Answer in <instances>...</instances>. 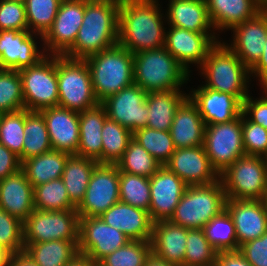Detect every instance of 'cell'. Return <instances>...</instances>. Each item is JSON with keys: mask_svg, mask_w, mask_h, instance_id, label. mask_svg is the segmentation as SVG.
<instances>
[{"mask_svg": "<svg viewBox=\"0 0 267 266\" xmlns=\"http://www.w3.org/2000/svg\"><path fill=\"white\" fill-rule=\"evenodd\" d=\"M51 240L79 241V215L76 210L42 211L34 209L24 221V243Z\"/></svg>", "mask_w": 267, "mask_h": 266, "instance_id": "8fae6325", "label": "cell"}, {"mask_svg": "<svg viewBox=\"0 0 267 266\" xmlns=\"http://www.w3.org/2000/svg\"><path fill=\"white\" fill-rule=\"evenodd\" d=\"M150 253V241L130 240L97 264L98 266H144Z\"/></svg>", "mask_w": 267, "mask_h": 266, "instance_id": "bcb514c9", "label": "cell"}, {"mask_svg": "<svg viewBox=\"0 0 267 266\" xmlns=\"http://www.w3.org/2000/svg\"><path fill=\"white\" fill-rule=\"evenodd\" d=\"M133 74L134 83L147 93L180 89L190 76L165 47L134 53Z\"/></svg>", "mask_w": 267, "mask_h": 266, "instance_id": "277c9868", "label": "cell"}, {"mask_svg": "<svg viewBox=\"0 0 267 266\" xmlns=\"http://www.w3.org/2000/svg\"><path fill=\"white\" fill-rule=\"evenodd\" d=\"M187 98L188 94L179 89L148 92L146 95L149 108L147 127L170 131L177 109Z\"/></svg>", "mask_w": 267, "mask_h": 266, "instance_id": "4dcf8cb0", "label": "cell"}, {"mask_svg": "<svg viewBox=\"0 0 267 266\" xmlns=\"http://www.w3.org/2000/svg\"><path fill=\"white\" fill-rule=\"evenodd\" d=\"M119 171L151 178L162 166L133 138L122 158L116 163Z\"/></svg>", "mask_w": 267, "mask_h": 266, "instance_id": "74e56055", "label": "cell"}, {"mask_svg": "<svg viewBox=\"0 0 267 266\" xmlns=\"http://www.w3.org/2000/svg\"><path fill=\"white\" fill-rule=\"evenodd\" d=\"M34 188L22 169L0 179V208L24 222L34 211Z\"/></svg>", "mask_w": 267, "mask_h": 266, "instance_id": "cb8c5ba5", "label": "cell"}, {"mask_svg": "<svg viewBox=\"0 0 267 266\" xmlns=\"http://www.w3.org/2000/svg\"><path fill=\"white\" fill-rule=\"evenodd\" d=\"M215 266H252V265L237 250V251L218 252Z\"/></svg>", "mask_w": 267, "mask_h": 266, "instance_id": "db71d44e", "label": "cell"}, {"mask_svg": "<svg viewBox=\"0 0 267 266\" xmlns=\"http://www.w3.org/2000/svg\"><path fill=\"white\" fill-rule=\"evenodd\" d=\"M263 53L258 62L250 69V75L258 77L260 85L263 88L267 87V35L264 43ZM254 74V75H253Z\"/></svg>", "mask_w": 267, "mask_h": 266, "instance_id": "11a10c76", "label": "cell"}, {"mask_svg": "<svg viewBox=\"0 0 267 266\" xmlns=\"http://www.w3.org/2000/svg\"><path fill=\"white\" fill-rule=\"evenodd\" d=\"M8 266H38L29 256L24 252L17 253L10 256Z\"/></svg>", "mask_w": 267, "mask_h": 266, "instance_id": "9f6ffc18", "label": "cell"}, {"mask_svg": "<svg viewBox=\"0 0 267 266\" xmlns=\"http://www.w3.org/2000/svg\"><path fill=\"white\" fill-rule=\"evenodd\" d=\"M34 207L42 211L76 210L62 178L34 187Z\"/></svg>", "mask_w": 267, "mask_h": 266, "instance_id": "f35d334b", "label": "cell"}, {"mask_svg": "<svg viewBox=\"0 0 267 266\" xmlns=\"http://www.w3.org/2000/svg\"><path fill=\"white\" fill-rule=\"evenodd\" d=\"M120 201L149 212L150 178L119 171Z\"/></svg>", "mask_w": 267, "mask_h": 266, "instance_id": "ab89813d", "label": "cell"}, {"mask_svg": "<svg viewBox=\"0 0 267 266\" xmlns=\"http://www.w3.org/2000/svg\"><path fill=\"white\" fill-rule=\"evenodd\" d=\"M58 106L83 112L99 105L91 81V73L84 59L57 55Z\"/></svg>", "mask_w": 267, "mask_h": 266, "instance_id": "52a82bcc", "label": "cell"}, {"mask_svg": "<svg viewBox=\"0 0 267 266\" xmlns=\"http://www.w3.org/2000/svg\"><path fill=\"white\" fill-rule=\"evenodd\" d=\"M21 169V161L12 151L0 143V179Z\"/></svg>", "mask_w": 267, "mask_h": 266, "instance_id": "f5cc1de1", "label": "cell"}, {"mask_svg": "<svg viewBox=\"0 0 267 266\" xmlns=\"http://www.w3.org/2000/svg\"><path fill=\"white\" fill-rule=\"evenodd\" d=\"M19 73L25 109L40 111L58 106L57 55L47 54L36 65L23 68Z\"/></svg>", "mask_w": 267, "mask_h": 266, "instance_id": "9c48e42d", "label": "cell"}, {"mask_svg": "<svg viewBox=\"0 0 267 266\" xmlns=\"http://www.w3.org/2000/svg\"><path fill=\"white\" fill-rule=\"evenodd\" d=\"M130 241L120 230L106 224L101 217H79V254L94 263Z\"/></svg>", "mask_w": 267, "mask_h": 266, "instance_id": "4fadbf2b", "label": "cell"}, {"mask_svg": "<svg viewBox=\"0 0 267 266\" xmlns=\"http://www.w3.org/2000/svg\"><path fill=\"white\" fill-rule=\"evenodd\" d=\"M66 266H98V264L94 263L89 257L82 254H78Z\"/></svg>", "mask_w": 267, "mask_h": 266, "instance_id": "6f0895ef", "label": "cell"}, {"mask_svg": "<svg viewBox=\"0 0 267 266\" xmlns=\"http://www.w3.org/2000/svg\"><path fill=\"white\" fill-rule=\"evenodd\" d=\"M242 138L246 155L267 158V129L242 114Z\"/></svg>", "mask_w": 267, "mask_h": 266, "instance_id": "c3c4849f", "label": "cell"}, {"mask_svg": "<svg viewBox=\"0 0 267 266\" xmlns=\"http://www.w3.org/2000/svg\"><path fill=\"white\" fill-rule=\"evenodd\" d=\"M206 239L218 251H237L239 245L232 217L223 210L203 227Z\"/></svg>", "mask_w": 267, "mask_h": 266, "instance_id": "8d00e7d4", "label": "cell"}, {"mask_svg": "<svg viewBox=\"0 0 267 266\" xmlns=\"http://www.w3.org/2000/svg\"><path fill=\"white\" fill-rule=\"evenodd\" d=\"M226 199L263 200L267 188V160L260 156L238 158L220 174Z\"/></svg>", "mask_w": 267, "mask_h": 266, "instance_id": "ba28073f", "label": "cell"}, {"mask_svg": "<svg viewBox=\"0 0 267 266\" xmlns=\"http://www.w3.org/2000/svg\"><path fill=\"white\" fill-rule=\"evenodd\" d=\"M233 42L227 46L250 70L260 59L267 35V9H262L253 18L234 26Z\"/></svg>", "mask_w": 267, "mask_h": 266, "instance_id": "ffe728a7", "label": "cell"}, {"mask_svg": "<svg viewBox=\"0 0 267 266\" xmlns=\"http://www.w3.org/2000/svg\"><path fill=\"white\" fill-rule=\"evenodd\" d=\"M62 0H25L28 30L44 36L52 27Z\"/></svg>", "mask_w": 267, "mask_h": 266, "instance_id": "b9f144b4", "label": "cell"}, {"mask_svg": "<svg viewBox=\"0 0 267 266\" xmlns=\"http://www.w3.org/2000/svg\"><path fill=\"white\" fill-rule=\"evenodd\" d=\"M188 185L165 166L150 178L149 215L153 223L170 220Z\"/></svg>", "mask_w": 267, "mask_h": 266, "instance_id": "ac0fdd59", "label": "cell"}, {"mask_svg": "<svg viewBox=\"0 0 267 266\" xmlns=\"http://www.w3.org/2000/svg\"><path fill=\"white\" fill-rule=\"evenodd\" d=\"M225 209L233 219L239 246L267 231V209L263 200L226 199Z\"/></svg>", "mask_w": 267, "mask_h": 266, "instance_id": "7402d4cb", "label": "cell"}, {"mask_svg": "<svg viewBox=\"0 0 267 266\" xmlns=\"http://www.w3.org/2000/svg\"><path fill=\"white\" fill-rule=\"evenodd\" d=\"M187 229L170 220L153 223L151 252L175 266H184Z\"/></svg>", "mask_w": 267, "mask_h": 266, "instance_id": "484cf974", "label": "cell"}, {"mask_svg": "<svg viewBox=\"0 0 267 266\" xmlns=\"http://www.w3.org/2000/svg\"><path fill=\"white\" fill-rule=\"evenodd\" d=\"M120 201L119 169L116 164H98L85 196L76 208L79 217H99Z\"/></svg>", "mask_w": 267, "mask_h": 266, "instance_id": "7c38bea8", "label": "cell"}, {"mask_svg": "<svg viewBox=\"0 0 267 266\" xmlns=\"http://www.w3.org/2000/svg\"><path fill=\"white\" fill-rule=\"evenodd\" d=\"M0 30H28L24 3L0 0Z\"/></svg>", "mask_w": 267, "mask_h": 266, "instance_id": "681fc988", "label": "cell"}, {"mask_svg": "<svg viewBox=\"0 0 267 266\" xmlns=\"http://www.w3.org/2000/svg\"><path fill=\"white\" fill-rule=\"evenodd\" d=\"M146 95V91L133 83L107 97L100 104L105 108L108 118L133 133L147 127L149 108Z\"/></svg>", "mask_w": 267, "mask_h": 266, "instance_id": "5bb4252c", "label": "cell"}, {"mask_svg": "<svg viewBox=\"0 0 267 266\" xmlns=\"http://www.w3.org/2000/svg\"><path fill=\"white\" fill-rule=\"evenodd\" d=\"M0 247L11 255L24 252V222L0 208Z\"/></svg>", "mask_w": 267, "mask_h": 266, "instance_id": "7dc6e473", "label": "cell"}, {"mask_svg": "<svg viewBox=\"0 0 267 266\" xmlns=\"http://www.w3.org/2000/svg\"><path fill=\"white\" fill-rule=\"evenodd\" d=\"M132 138L144 147L162 166L176 150L170 131H161L148 127L133 132Z\"/></svg>", "mask_w": 267, "mask_h": 266, "instance_id": "60d3db41", "label": "cell"}, {"mask_svg": "<svg viewBox=\"0 0 267 266\" xmlns=\"http://www.w3.org/2000/svg\"><path fill=\"white\" fill-rule=\"evenodd\" d=\"M158 0H121L118 44L130 53L165 46V32Z\"/></svg>", "mask_w": 267, "mask_h": 266, "instance_id": "6da1fadb", "label": "cell"}, {"mask_svg": "<svg viewBox=\"0 0 267 266\" xmlns=\"http://www.w3.org/2000/svg\"><path fill=\"white\" fill-rule=\"evenodd\" d=\"M23 109L24 96L19 71L0 69V113Z\"/></svg>", "mask_w": 267, "mask_h": 266, "instance_id": "f6af8a7d", "label": "cell"}, {"mask_svg": "<svg viewBox=\"0 0 267 266\" xmlns=\"http://www.w3.org/2000/svg\"><path fill=\"white\" fill-rule=\"evenodd\" d=\"M184 266H215L218 251L208 242L203 229H187Z\"/></svg>", "mask_w": 267, "mask_h": 266, "instance_id": "7bdbcfd3", "label": "cell"}, {"mask_svg": "<svg viewBox=\"0 0 267 266\" xmlns=\"http://www.w3.org/2000/svg\"><path fill=\"white\" fill-rule=\"evenodd\" d=\"M99 163L93 159L70 155L65 163L62 179L70 202L77 208L82 202L94 168Z\"/></svg>", "mask_w": 267, "mask_h": 266, "instance_id": "836d02e7", "label": "cell"}, {"mask_svg": "<svg viewBox=\"0 0 267 266\" xmlns=\"http://www.w3.org/2000/svg\"><path fill=\"white\" fill-rule=\"evenodd\" d=\"M79 241L51 240L29 243L24 253L38 266H66L78 254Z\"/></svg>", "mask_w": 267, "mask_h": 266, "instance_id": "d6a6232c", "label": "cell"}, {"mask_svg": "<svg viewBox=\"0 0 267 266\" xmlns=\"http://www.w3.org/2000/svg\"><path fill=\"white\" fill-rule=\"evenodd\" d=\"M40 112L45 119L53 150L76 155L80 141L79 113L60 106Z\"/></svg>", "mask_w": 267, "mask_h": 266, "instance_id": "603a6c76", "label": "cell"}, {"mask_svg": "<svg viewBox=\"0 0 267 266\" xmlns=\"http://www.w3.org/2000/svg\"><path fill=\"white\" fill-rule=\"evenodd\" d=\"M8 1H17V2L25 3V0H8Z\"/></svg>", "mask_w": 267, "mask_h": 266, "instance_id": "be15d7a7", "label": "cell"}, {"mask_svg": "<svg viewBox=\"0 0 267 266\" xmlns=\"http://www.w3.org/2000/svg\"><path fill=\"white\" fill-rule=\"evenodd\" d=\"M238 251L252 266H267V231L261 237L240 245Z\"/></svg>", "mask_w": 267, "mask_h": 266, "instance_id": "f907efd6", "label": "cell"}, {"mask_svg": "<svg viewBox=\"0 0 267 266\" xmlns=\"http://www.w3.org/2000/svg\"><path fill=\"white\" fill-rule=\"evenodd\" d=\"M84 13L85 0L61 1L52 27L43 36L46 54L63 55L74 44Z\"/></svg>", "mask_w": 267, "mask_h": 266, "instance_id": "9a60e30c", "label": "cell"}, {"mask_svg": "<svg viewBox=\"0 0 267 266\" xmlns=\"http://www.w3.org/2000/svg\"><path fill=\"white\" fill-rule=\"evenodd\" d=\"M206 84L202 87L236 96L241 102L248 96L250 70L227 43L216 42L199 67Z\"/></svg>", "mask_w": 267, "mask_h": 266, "instance_id": "3957f363", "label": "cell"}, {"mask_svg": "<svg viewBox=\"0 0 267 266\" xmlns=\"http://www.w3.org/2000/svg\"><path fill=\"white\" fill-rule=\"evenodd\" d=\"M23 161L53 150L45 119L40 111L25 109Z\"/></svg>", "mask_w": 267, "mask_h": 266, "instance_id": "e575fe53", "label": "cell"}, {"mask_svg": "<svg viewBox=\"0 0 267 266\" xmlns=\"http://www.w3.org/2000/svg\"><path fill=\"white\" fill-rule=\"evenodd\" d=\"M208 15L215 30H231L259 13L258 0H205Z\"/></svg>", "mask_w": 267, "mask_h": 266, "instance_id": "83f0119b", "label": "cell"}, {"mask_svg": "<svg viewBox=\"0 0 267 266\" xmlns=\"http://www.w3.org/2000/svg\"><path fill=\"white\" fill-rule=\"evenodd\" d=\"M37 35L43 41L42 35L29 30H0V68L19 71L43 59L47 54L38 49Z\"/></svg>", "mask_w": 267, "mask_h": 266, "instance_id": "e0dca14e", "label": "cell"}, {"mask_svg": "<svg viewBox=\"0 0 267 266\" xmlns=\"http://www.w3.org/2000/svg\"><path fill=\"white\" fill-rule=\"evenodd\" d=\"M188 186L216 182L220 175L212 167L204 146L178 148L164 165Z\"/></svg>", "mask_w": 267, "mask_h": 266, "instance_id": "d6986e66", "label": "cell"}, {"mask_svg": "<svg viewBox=\"0 0 267 266\" xmlns=\"http://www.w3.org/2000/svg\"><path fill=\"white\" fill-rule=\"evenodd\" d=\"M11 254L0 247V266H8V261L10 259Z\"/></svg>", "mask_w": 267, "mask_h": 266, "instance_id": "91938a15", "label": "cell"}, {"mask_svg": "<svg viewBox=\"0 0 267 266\" xmlns=\"http://www.w3.org/2000/svg\"><path fill=\"white\" fill-rule=\"evenodd\" d=\"M102 135V164H116L127 149L133 133L119 123L106 118Z\"/></svg>", "mask_w": 267, "mask_h": 266, "instance_id": "d590c367", "label": "cell"}, {"mask_svg": "<svg viewBox=\"0 0 267 266\" xmlns=\"http://www.w3.org/2000/svg\"><path fill=\"white\" fill-rule=\"evenodd\" d=\"M144 266H175L173 264L168 263L162 258L156 256L152 252L147 256Z\"/></svg>", "mask_w": 267, "mask_h": 266, "instance_id": "680465c9", "label": "cell"}, {"mask_svg": "<svg viewBox=\"0 0 267 266\" xmlns=\"http://www.w3.org/2000/svg\"><path fill=\"white\" fill-rule=\"evenodd\" d=\"M226 195L222 181L188 186L170 221L186 229H203L225 210Z\"/></svg>", "mask_w": 267, "mask_h": 266, "instance_id": "8992f818", "label": "cell"}, {"mask_svg": "<svg viewBox=\"0 0 267 266\" xmlns=\"http://www.w3.org/2000/svg\"><path fill=\"white\" fill-rule=\"evenodd\" d=\"M165 32V49L187 70L189 64L200 67L210 48L218 42L215 32H194L169 26ZM209 33V34H208Z\"/></svg>", "mask_w": 267, "mask_h": 266, "instance_id": "2e32d148", "label": "cell"}, {"mask_svg": "<svg viewBox=\"0 0 267 266\" xmlns=\"http://www.w3.org/2000/svg\"><path fill=\"white\" fill-rule=\"evenodd\" d=\"M258 2L262 9H267V0H258Z\"/></svg>", "mask_w": 267, "mask_h": 266, "instance_id": "94428289", "label": "cell"}, {"mask_svg": "<svg viewBox=\"0 0 267 266\" xmlns=\"http://www.w3.org/2000/svg\"><path fill=\"white\" fill-rule=\"evenodd\" d=\"M205 126L196 105L188 97L177 109L171 124V137L175 148L202 146Z\"/></svg>", "mask_w": 267, "mask_h": 266, "instance_id": "4316f807", "label": "cell"}, {"mask_svg": "<svg viewBox=\"0 0 267 266\" xmlns=\"http://www.w3.org/2000/svg\"><path fill=\"white\" fill-rule=\"evenodd\" d=\"M166 21L169 26L194 32H209L213 28L205 0H169Z\"/></svg>", "mask_w": 267, "mask_h": 266, "instance_id": "f546056e", "label": "cell"}, {"mask_svg": "<svg viewBox=\"0 0 267 266\" xmlns=\"http://www.w3.org/2000/svg\"><path fill=\"white\" fill-rule=\"evenodd\" d=\"M106 118V110L101 104L79 113L80 141L77 156L93 159L102 164L101 131Z\"/></svg>", "mask_w": 267, "mask_h": 266, "instance_id": "f1b7e54d", "label": "cell"}, {"mask_svg": "<svg viewBox=\"0 0 267 266\" xmlns=\"http://www.w3.org/2000/svg\"><path fill=\"white\" fill-rule=\"evenodd\" d=\"M263 201H264L265 207L267 209V188H266V192H265V196L263 198Z\"/></svg>", "mask_w": 267, "mask_h": 266, "instance_id": "6125c7cd", "label": "cell"}, {"mask_svg": "<svg viewBox=\"0 0 267 266\" xmlns=\"http://www.w3.org/2000/svg\"><path fill=\"white\" fill-rule=\"evenodd\" d=\"M264 96L258 100L248 95L242 102V114L246 118L258 125L267 129V88H263ZM248 116V117H247Z\"/></svg>", "mask_w": 267, "mask_h": 266, "instance_id": "816d5d0a", "label": "cell"}, {"mask_svg": "<svg viewBox=\"0 0 267 266\" xmlns=\"http://www.w3.org/2000/svg\"><path fill=\"white\" fill-rule=\"evenodd\" d=\"M188 97L206 125L230 122L242 114V102L234 95L198 87Z\"/></svg>", "mask_w": 267, "mask_h": 266, "instance_id": "44dd1931", "label": "cell"}, {"mask_svg": "<svg viewBox=\"0 0 267 266\" xmlns=\"http://www.w3.org/2000/svg\"><path fill=\"white\" fill-rule=\"evenodd\" d=\"M25 109L3 113L0 117V143L6 146L20 161H23V142L25 138Z\"/></svg>", "mask_w": 267, "mask_h": 266, "instance_id": "ee69618b", "label": "cell"}, {"mask_svg": "<svg viewBox=\"0 0 267 266\" xmlns=\"http://www.w3.org/2000/svg\"><path fill=\"white\" fill-rule=\"evenodd\" d=\"M120 3L121 0H85L82 26L63 56L84 59L118 44Z\"/></svg>", "mask_w": 267, "mask_h": 266, "instance_id": "7a4b0ae2", "label": "cell"}, {"mask_svg": "<svg viewBox=\"0 0 267 266\" xmlns=\"http://www.w3.org/2000/svg\"><path fill=\"white\" fill-rule=\"evenodd\" d=\"M69 156L70 154L66 152L51 150L22 161L21 169L34 188L51 180L62 178Z\"/></svg>", "mask_w": 267, "mask_h": 266, "instance_id": "1f68e13d", "label": "cell"}, {"mask_svg": "<svg viewBox=\"0 0 267 266\" xmlns=\"http://www.w3.org/2000/svg\"><path fill=\"white\" fill-rule=\"evenodd\" d=\"M203 146L212 167L219 175L238 158L245 156L242 114L230 122L206 125Z\"/></svg>", "mask_w": 267, "mask_h": 266, "instance_id": "30bf717a", "label": "cell"}, {"mask_svg": "<svg viewBox=\"0 0 267 266\" xmlns=\"http://www.w3.org/2000/svg\"><path fill=\"white\" fill-rule=\"evenodd\" d=\"M84 60L89 67L99 103L134 83L133 53L119 44L91 54Z\"/></svg>", "mask_w": 267, "mask_h": 266, "instance_id": "5b68a950", "label": "cell"}, {"mask_svg": "<svg viewBox=\"0 0 267 266\" xmlns=\"http://www.w3.org/2000/svg\"><path fill=\"white\" fill-rule=\"evenodd\" d=\"M99 217L106 224L120 230L130 240H151L153 221L149 212L145 210L119 201Z\"/></svg>", "mask_w": 267, "mask_h": 266, "instance_id": "d4e9b609", "label": "cell"}]
</instances>
